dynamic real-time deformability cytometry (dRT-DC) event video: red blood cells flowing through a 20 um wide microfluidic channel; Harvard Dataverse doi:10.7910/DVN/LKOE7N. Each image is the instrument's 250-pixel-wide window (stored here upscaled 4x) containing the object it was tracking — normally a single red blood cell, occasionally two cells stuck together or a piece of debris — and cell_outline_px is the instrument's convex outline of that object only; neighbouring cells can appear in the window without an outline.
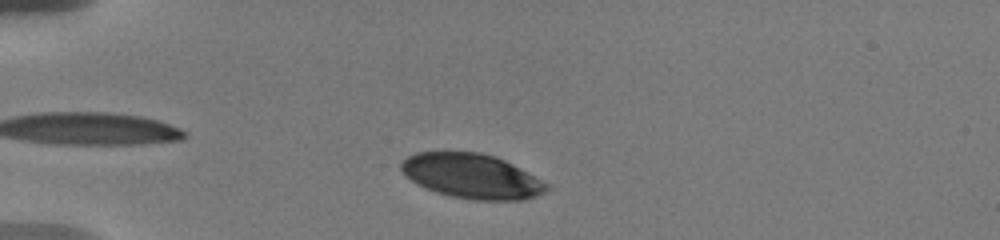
{"species": "human", "species_latin": "Homo sapiens", "temperature_condition": "warm", "stored_images_in_passage": 18, "camera_frame_rate_fps": 3000, "um_per_image_px": 0.085, "donor": {"sex": "male"}, "frame": {"image": 1, "passage_image": 2, "time_ms": 0.333, "image_size_px": [1000, 240], "cell_outline_px": [[552, 188], [536, 196], [524, 200], [472, 200], [452, 196], [436, 192], [424, 188], [404, 176], [400, 168], [400, 164], [408, 156], [416, 152], [480, 152], [496, 156], [536, 176], [548, 184]], "centroid_in_image_um": [40.11, 14.97], "position_along_channel_um": 44.9, "area_um2": 38.09}}
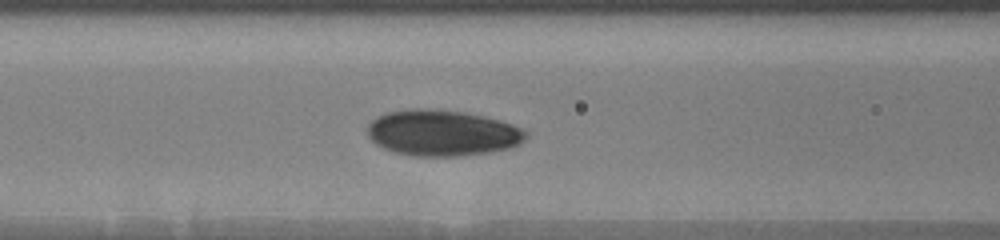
{"frame": {"image": 2, "passage_image": 9, "time_ms": 3.667, "image_size_px": [1000, 240], "cell_outline_px": [[528, 136], [520, 144], [508, 148], [488, 152], [460, 156], [416, 156], [392, 152], [376, 144], [368, 136], [368, 124], [376, 116], [388, 112], [412, 108], [424, 108], [464, 112], [484, 116], [500, 120], [524, 128], [528, 132]], "centroid_in_image_um": [37.61, 11.29], "position_along_channel_um": 129.0, "area_um2": 42.66}}
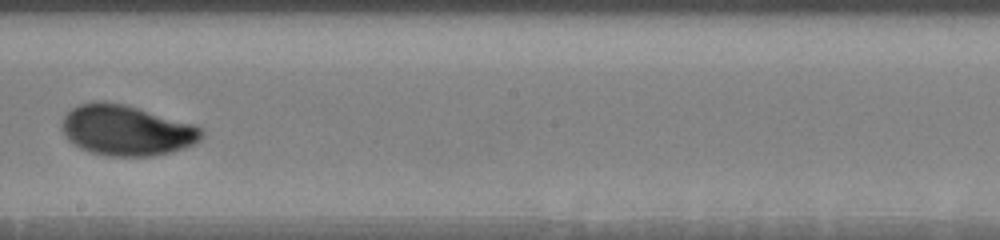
{"frame": {"image": 3, "passage_image": 16, "time_ms": 6.667, "image_size_px": [1000, 240], "cell_outline_px": [[204, 136], [200, 140], [184, 148], [172, 152], [152, 156], [104, 156], [80, 148], [72, 144], [64, 136], [60, 128], [60, 124], [64, 116], [72, 108], [80, 104], [92, 100], [104, 100], [128, 104], [192, 124], [204, 128]], "centroid_in_image_um": [10.72, 11.06], "position_along_channel_um": 237.5, "area_um2": 41.79}}